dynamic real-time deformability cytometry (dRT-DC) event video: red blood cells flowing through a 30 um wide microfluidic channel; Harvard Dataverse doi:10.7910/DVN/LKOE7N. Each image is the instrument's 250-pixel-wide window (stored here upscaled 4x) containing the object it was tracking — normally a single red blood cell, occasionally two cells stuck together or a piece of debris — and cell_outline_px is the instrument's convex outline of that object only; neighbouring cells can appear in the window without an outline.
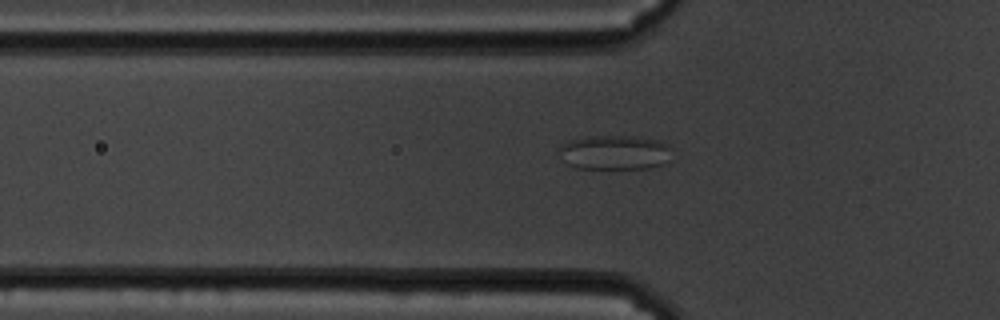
{"species": "common noctule bat (a hibernating species)", "species_latin": "Nyctalus noctula", "temperature_condition": "cold", "stored_images_in_passage": 59, "camera_frame_rate_fps": 3000, "um_per_image_px": 0.085, "animal": {"sex": "male", "body_mass_g": 19.5, "forearm_length_mm": 54.6}, "frame": {"image": 1, "passage_image": 20, "time_ms": 6.333, "image_size_px": [1000, 320], "cell_outline_px": [[668, 160], [664, 164], [648, 168], [576, 168], [568, 164], [560, 152], [560, 148], [568, 140], [588, 136], [640, 136], [656, 140], [668, 144]], "centroid_in_image_um": [52.25, 12.94], "position_along_channel_um": 73.5, "area_um2": 22.37}}
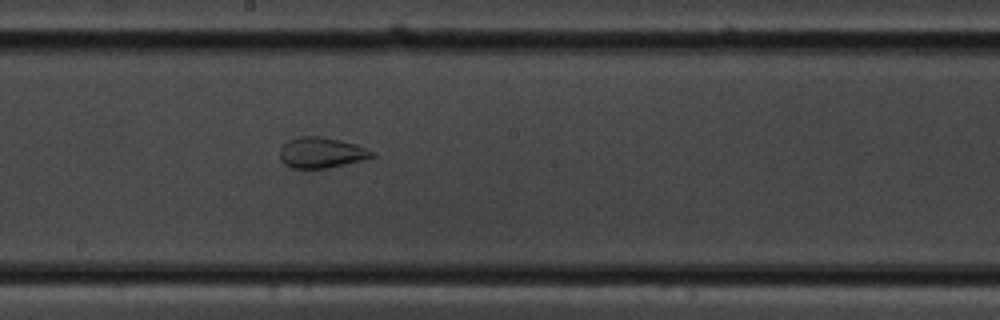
{"frame": {"image": 2, "passage_image": 33, "time_ms": 10.667, "image_size_px": [1000, 320], "cell_outline_px": [[376, 156], [344, 164], [324, 168], [292, 168], [284, 164], [280, 160], [280, 148], [288, 140], [300, 136], [320, 136], [340, 140], [356, 144], [376, 152]], "centroid_in_image_um": [27.31, 12.96], "position_along_channel_um": 220.9, "area_um2": 16.42}}
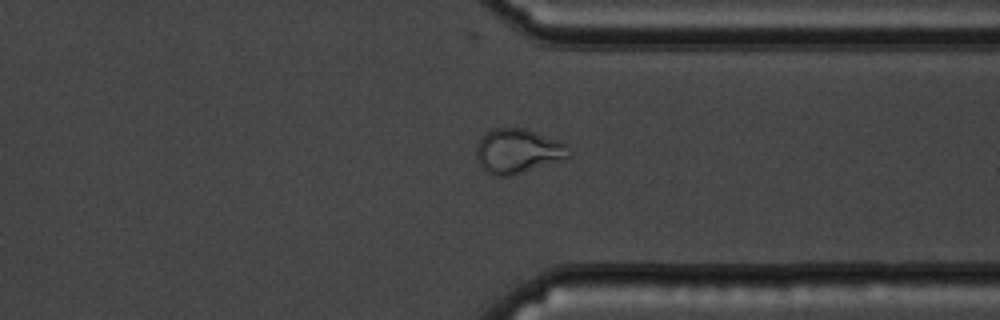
{"frame": {"image": 3, "passage_image": 46, "time_ms": 15.0, "image_size_px": [1000, 320], "cell_outline_px": [[572, 156], [564, 160], [512, 176], [492, 176], [484, 172], [480, 168], [476, 156], [476, 144], [480, 136], [492, 128], [524, 128], [568, 144], [572, 148]], "centroid_in_image_um": [44.02, 12.87], "position_along_channel_um": 367.4, "area_um2": 24.8}}